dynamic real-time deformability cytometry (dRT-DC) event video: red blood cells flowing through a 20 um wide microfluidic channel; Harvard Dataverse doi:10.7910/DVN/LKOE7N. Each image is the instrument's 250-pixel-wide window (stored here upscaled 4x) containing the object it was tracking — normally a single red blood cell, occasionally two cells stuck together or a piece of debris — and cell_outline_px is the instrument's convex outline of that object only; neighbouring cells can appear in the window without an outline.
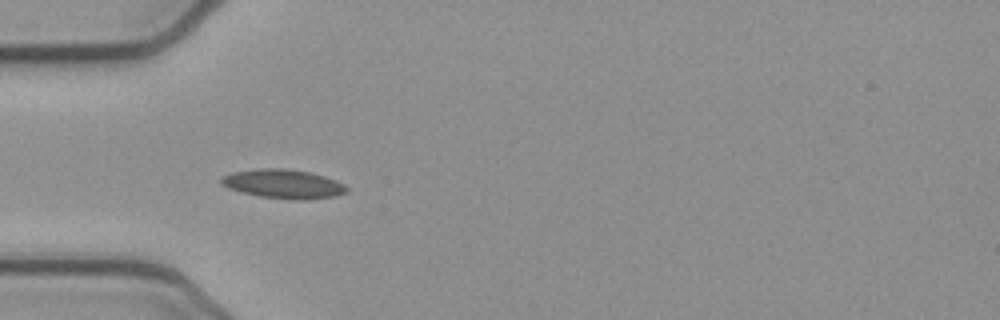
{"species": "common noctule bat (a hibernating species)", "species_latin": "Nyctalus noctula", "temperature_condition": "cold", "stored_images_in_passage": 38, "camera_frame_rate_fps": 3000, "um_per_image_px": 0.085, "animal": {"sex": "female", "body_mass_g": 21.9}, "frame": {"image": 1, "passage_image": 1, "time_ms": 0.0, "image_size_px": [1000, 320], "cell_outline_px": [[348, 192], [336, 196], [304, 200], [300, 200], [260, 196], [240, 192], [228, 188], [220, 184], [220, 176], [232, 172], [260, 168], [284, 168], [312, 172], [336, 180], [344, 184], [348, 188]], "centroid_in_image_um": [24.07, 15.62], "position_along_channel_um": 60.9, "area_um2": 21.44}}
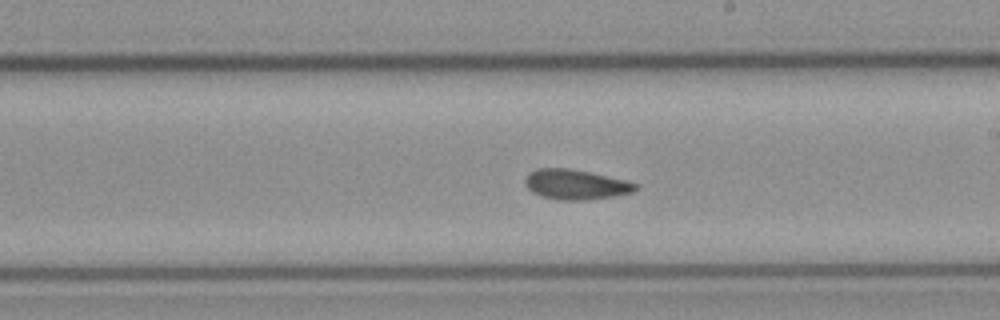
{"frame": {"image": 2, "passage_image": 15, "time_ms": 4.667, "image_size_px": [1000, 320], "cell_outline_px": [[640, 188], [632, 192], [612, 196], [584, 200], [556, 200], [540, 196], [532, 192], [524, 184], [524, 180], [528, 172], [536, 168], [568, 168], [628, 180], [636, 184]], "centroid_in_image_um": [48.89, 15.68], "position_along_channel_um": 240.1, "area_um2": 19.42}}
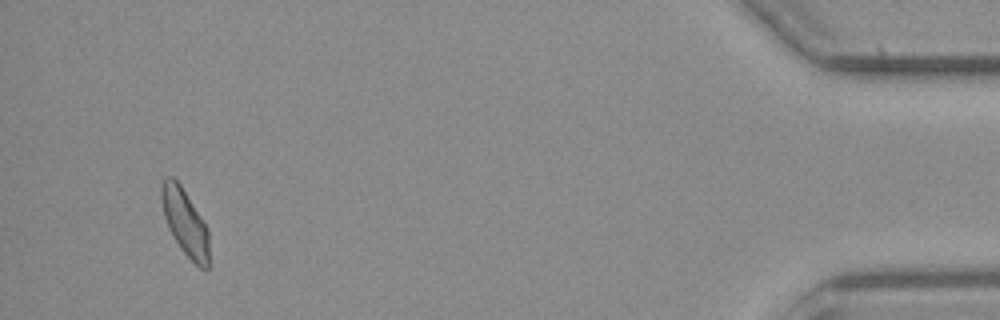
{"frame": {"image": 3, "passage_image": 35, "time_ms": 11.333, "image_size_px": [1000, 320], "cell_outline_px": [[208, 268], [200, 268], [180, 248], [168, 228], [164, 216], [160, 196], [160, 188], [164, 176], [172, 176], [180, 184], [208, 228]], "centroid_in_image_um": [15.69, 18.85], "position_along_channel_um": 419.5, "area_um2": 18.26}, "authors_computed_cell_mechanics": {"area_um2": 18.9584, "velocity_mm_per_s": 3.8688, "shape_relaxation_time_tau1_ms": null, "shape_relaxation_time_tau2_ms": 3.2225, "deformation_change_tau1": null, "deformation_change_tau2": 0.0647}}